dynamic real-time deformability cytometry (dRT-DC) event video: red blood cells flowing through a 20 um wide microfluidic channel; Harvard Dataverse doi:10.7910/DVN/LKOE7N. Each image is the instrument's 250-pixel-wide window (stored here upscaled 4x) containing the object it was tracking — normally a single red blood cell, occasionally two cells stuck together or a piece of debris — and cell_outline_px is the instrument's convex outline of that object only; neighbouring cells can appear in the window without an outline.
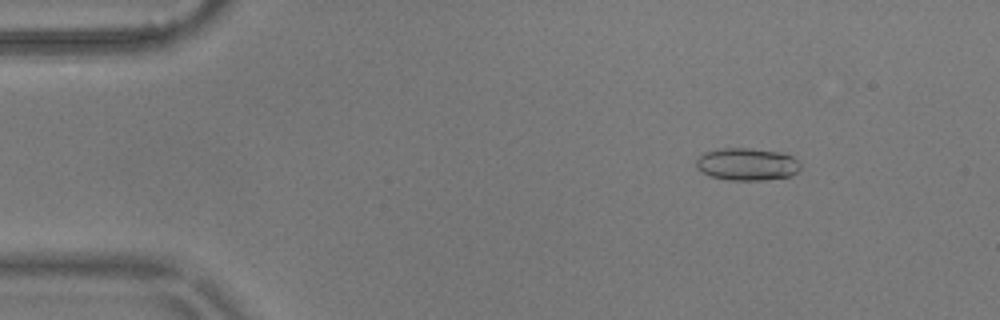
{"species": "common noctule bat (a hibernating species)", "species_latin": "Nyctalus noctula", "temperature_condition": "warm", "stored_images_in_passage": 10, "camera_frame_rate_fps": 3000, "um_per_image_px": 0.085, "animal": {"sex": "male", "body_mass_g": 17.9}, "frame": {"image": 1, "passage_image": 2, "time_ms": 0.333, "image_size_px": [1000, 320], "cell_outline_px": [[800, 168], [792, 176], [764, 180], [728, 180], [712, 176], [696, 168], [696, 160], [704, 152], [724, 148], [752, 148], [784, 152], [792, 156], [800, 164]], "centroid_in_image_um": [63.52, 13.95], "position_along_channel_um": 21.5, "area_um2": 19.77}}
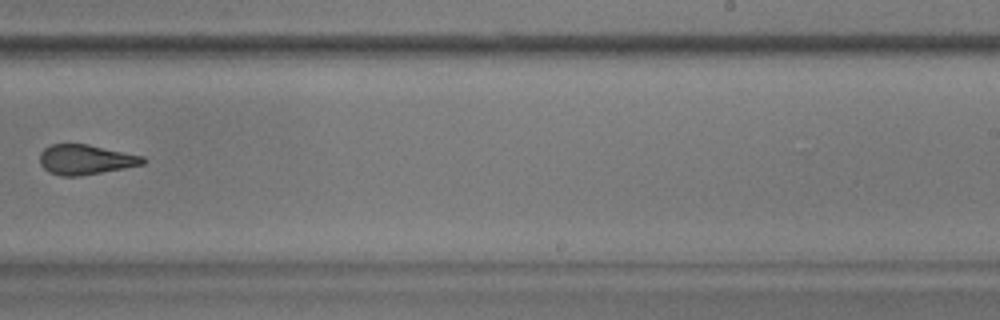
{"frame": {"image": 2, "passage_image": 9, "time_ms": 2.667, "image_size_px": [1000, 320], "cell_outline_px": [[148, 160], [144, 164], [124, 168], [80, 176], [60, 176], [48, 172], [40, 164], [40, 152], [44, 148], [52, 144], [88, 144], [144, 156]], "centroid_in_image_um": [7.28, 13.56], "position_along_channel_um": 281.7, "area_um2": 18.09}}
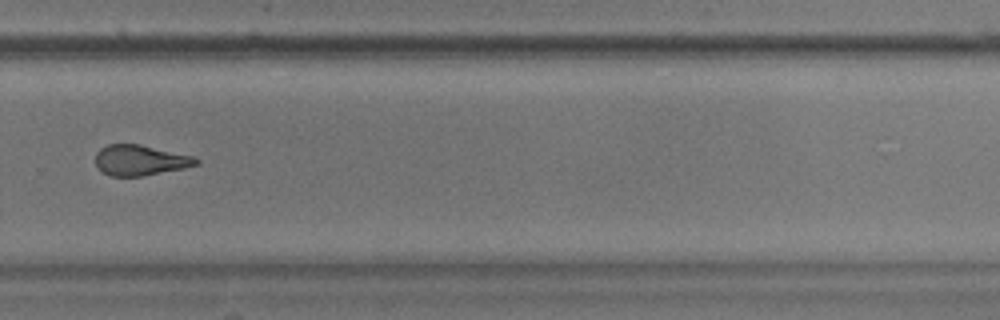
{"frame": {"image": 3, "passage_image": 10, "time_ms": 3.0, "image_size_px": [1000, 320], "cell_outline_px": [[200, 164], [184, 168], [144, 176], [112, 176], [104, 172], [96, 164], [96, 152], [100, 148], [108, 144], [140, 144], [192, 156], [200, 160]], "centroid_in_image_um": [11.93, 13.61], "position_along_channel_um": 317.9, "area_um2": 17.8}}